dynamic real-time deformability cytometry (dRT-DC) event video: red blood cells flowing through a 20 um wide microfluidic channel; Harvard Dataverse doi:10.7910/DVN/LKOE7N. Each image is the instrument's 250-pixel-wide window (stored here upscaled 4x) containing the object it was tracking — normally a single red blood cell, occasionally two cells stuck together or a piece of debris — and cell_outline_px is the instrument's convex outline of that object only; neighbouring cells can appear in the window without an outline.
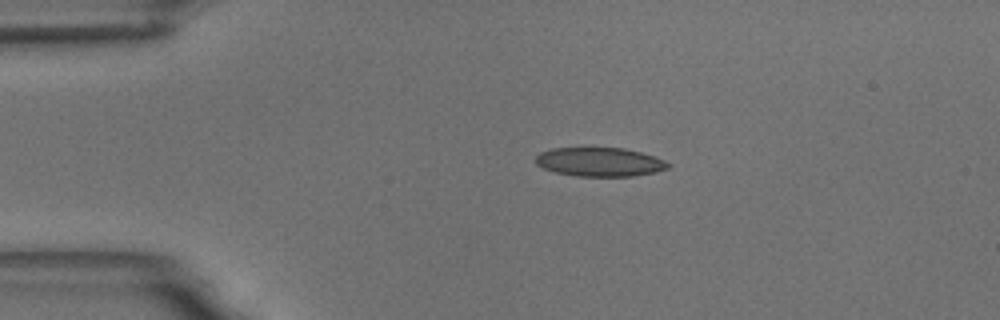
{"species": "common noctule bat (a hibernating species)", "species_latin": "Nyctalus noctula", "temperature_condition": "room temperature", "stored_images_in_passage": 8, "camera_frame_rate_fps": 3000, "um_per_image_px": 0.085, "animal": {"sex": "male", "body_mass_g": 18.8}, "frame": {"image": 1, "passage_image": 2, "time_ms": 2.0, "image_size_px": [1000, 320], "cell_outline_px": [[672, 164], [668, 168], [656, 172], [632, 176], [576, 176], [556, 172], [544, 168], [536, 164], [536, 156], [540, 152], [552, 148], [624, 148], [640, 152], [664, 160]], "centroid_in_image_um": [50.98, 13.77], "position_along_channel_um": 34.0, "area_um2": 22.2}}
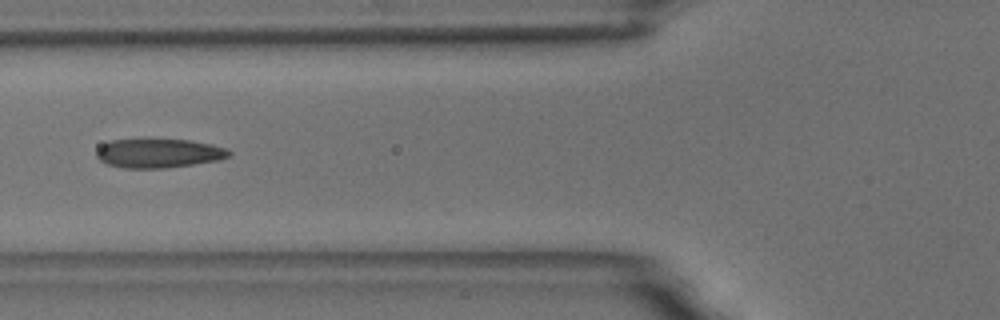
{"frame": {"image": 2, "passage_image": 5, "time_ms": 5.333, "image_size_px": [1000, 320], "cell_outline_px": [[232, 156], [220, 160], [168, 168], [124, 168], [108, 164], [100, 160], [96, 156], [96, 152], [104, 144], [112, 140], [188, 140], [212, 144], [228, 148], [232, 152]], "centroid_in_image_um": [13.57, 13.04], "position_along_channel_um": 112.2, "area_um2": 22.37}}
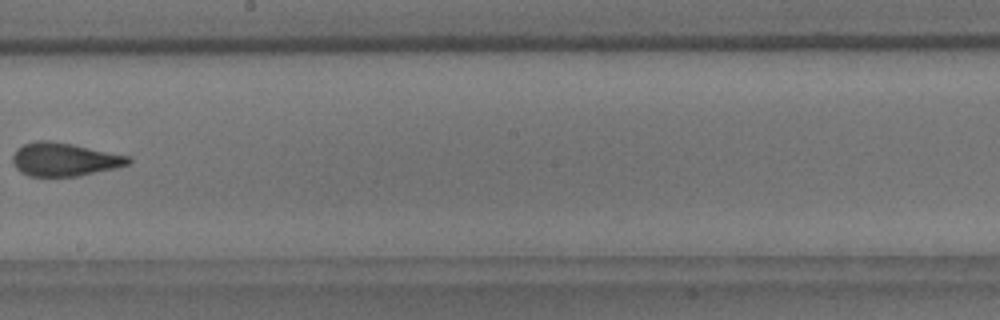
{"frame": {"image": 3, "passage_image": 8, "time_ms": 9.0, "image_size_px": [1000, 320], "cell_outline_px": [[132, 160], [128, 164], [116, 168], [76, 176], [28, 176], [20, 172], [16, 168], [12, 160], [12, 156], [16, 148], [24, 144], [40, 140], [48, 140], [72, 144], [132, 156]], "centroid_in_image_um": [5.47, 13.55], "position_along_channel_um": 242.7, "area_um2": 22.54}}